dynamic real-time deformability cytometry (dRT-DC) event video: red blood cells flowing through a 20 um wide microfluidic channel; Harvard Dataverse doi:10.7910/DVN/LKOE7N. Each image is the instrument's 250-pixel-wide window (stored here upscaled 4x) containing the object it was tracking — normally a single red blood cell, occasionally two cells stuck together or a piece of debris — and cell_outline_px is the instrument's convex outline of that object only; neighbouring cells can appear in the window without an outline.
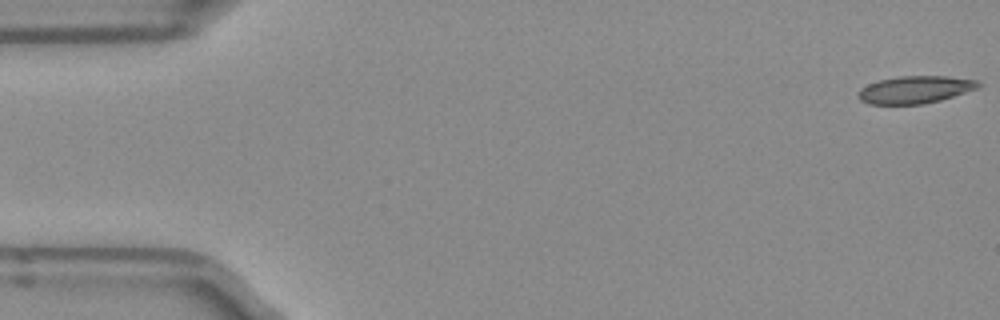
{"species": "Egyptian fruit bat (a non-hibernating species)", "species_latin": "Rousettus aegyptiacus", "temperature_condition": "room temperature", "stored_images_in_passage": 51, "camera_frame_rate_fps": 3000, "um_per_image_px": 0.085, "frame": {"image": 1, "passage_image": 1, "time_ms": 0.0, "image_size_px": [1000, 320], "cell_outline_px": [[980, 84], [976, 88], [940, 100], [924, 104], [868, 104], [860, 100], [856, 96], [860, 88], [868, 84], [880, 80], [900, 76], [948, 76], [976, 80]], "centroid_in_image_um": [77.72, 7.62], "position_along_channel_um": 7.3, "area_um2": 19.02}}
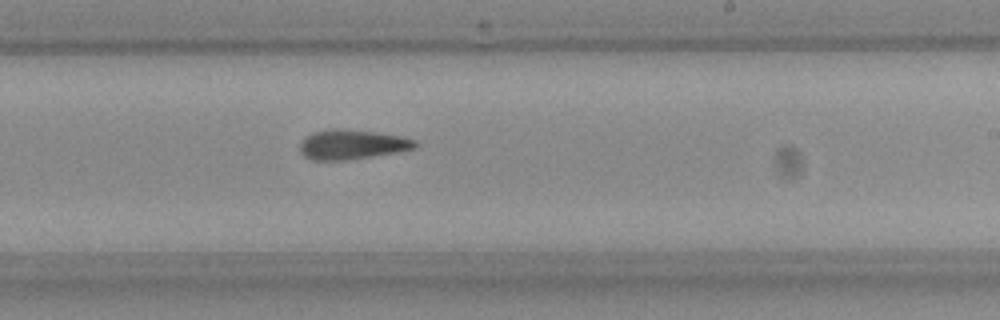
{"frame": {"image": 2, "passage_image": 30, "time_ms": 9.667, "image_size_px": [1000, 320], "cell_outline_px": [[420, 144], [416, 148], [396, 152], [344, 160], [312, 160], [304, 156], [300, 152], [300, 144], [308, 136], [316, 132], [332, 128], [340, 128], [376, 132], [400, 136], [416, 140]], "centroid_in_image_um": [29.95, 12.28], "position_along_channel_um": 259.0, "area_um2": 19.71}}
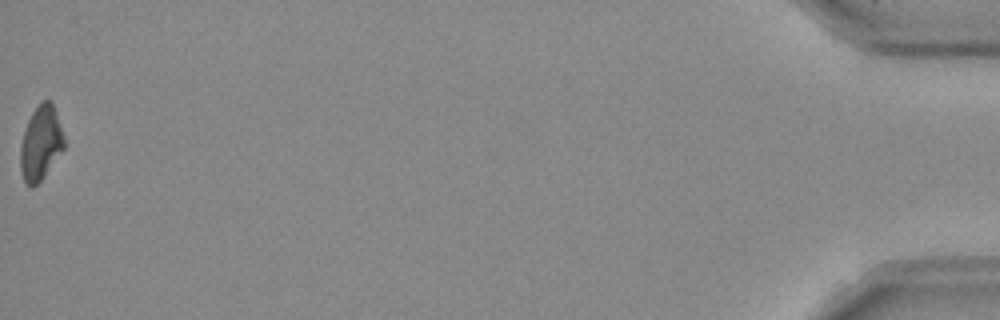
{"frame": {"image": 3, "passage_image": 51, "time_ms": 16.667, "image_size_px": [1000, 320], "cell_outline_px": [[64, 148], [40, 180], [32, 188], [24, 180], [20, 172], [20, 144], [28, 120], [32, 112], [40, 100], [52, 100], [64, 136]], "centroid_in_image_um": [3.45, 12.12], "position_along_channel_um": 431.8, "area_um2": 18.79}, "authors_computed_cell_mechanics": {"area_um2": 19.5942, "velocity_mm_per_s": 3.9756, "shape_relaxation_time_tau1_ms": null, "shape_relaxation_time_tau2_ms": 6.2901, "deformation_change_tau1": null, "deformation_change_tau2": 0.1716}}